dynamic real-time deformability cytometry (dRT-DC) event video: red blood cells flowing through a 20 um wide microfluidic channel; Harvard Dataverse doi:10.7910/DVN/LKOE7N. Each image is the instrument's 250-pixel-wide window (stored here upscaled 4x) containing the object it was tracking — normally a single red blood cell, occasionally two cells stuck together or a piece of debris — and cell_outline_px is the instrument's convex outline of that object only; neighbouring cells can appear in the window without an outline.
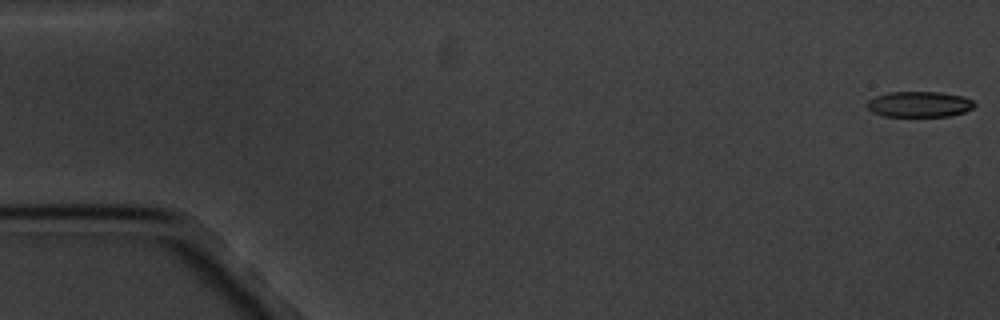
{"species": "common noctule bat (a hibernating species)", "species_latin": "Nyctalus noctula", "temperature_condition": "cold", "stored_images_in_passage": 5, "camera_frame_rate_fps": 3000, "um_per_image_px": 0.085, "animal": {"sex": "male", "body_mass_g": 20.1, "forearm_length_mm": 53.5}, "frame": {"image": 1, "passage_image": 1, "time_ms": 0.0, "image_size_px": [1000, 320], "cell_outline_px": [[976, 104], [972, 108], [964, 112], [948, 116], [884, 116], [872, 112], [868, 108], [868, 100], [876, 96], [888, 92], [940, 92], [964, 96], [972, 100]], "centroid_in_image_um": [78.15, 8.85], "position_along_channel_um": 6.8, "area_um2": 16.01}}
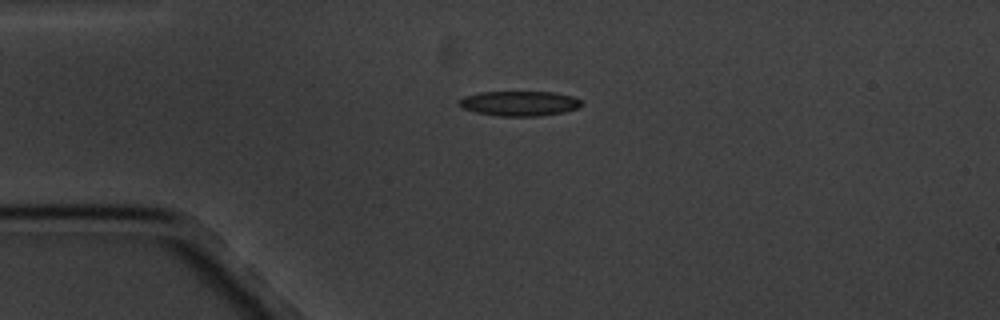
{"frame": {"image": 2, "passage_image": 4, "time_ms": 4.333, "image_size_px": [1000, 320], "cell_outline_px": [[584, 104], [580, 108], [564, 112], [540, 116], [500, 116], [476, 112], [464, 108], [456, 104], [456, 100], [464, 96], [480, 92], [556, 92], [572, 96], [580, 100]], "centroid_in_image_um": [44.16, 8.79], "position_along_channel_um": 40.8, "area_um2": 17.98}}